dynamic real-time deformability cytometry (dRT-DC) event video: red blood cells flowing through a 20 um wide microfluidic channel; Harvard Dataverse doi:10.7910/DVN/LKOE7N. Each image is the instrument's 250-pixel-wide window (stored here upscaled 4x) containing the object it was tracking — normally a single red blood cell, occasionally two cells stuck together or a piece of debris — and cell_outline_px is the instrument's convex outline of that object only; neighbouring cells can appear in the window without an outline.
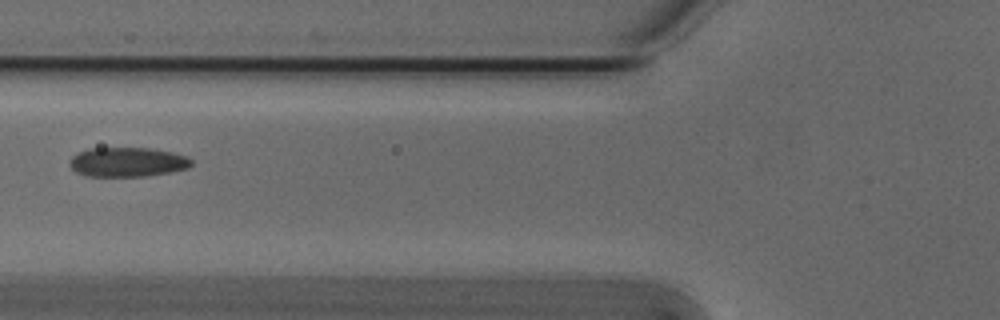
{"species": "Egyptian fruit bat (a non-hibernating species)", "species_latin": "Rousettus aegyptiacus", "temperature_condition": "cold", "stored_images_in_passage": 3, "camera_frame_rate_fps": 3000, "um_per_image_px": 0.085, "animal": {"sex": "male"}, "frame": {"image": 1, "passage_image": 3, "time_ms": 0.667, "image_size_px": [1000, 320], "cell_outline_px": [[192, 164], [188, 168], [172, 172], [144, 176], [88, 176], [76, 172], [68, 164], [72, 156], [76, 152], [88, 148], [148, 148], [188, 156], [192, 160]], "centroid_in_image_um": [10.81, 13.77], "position_along_channel_um": 115.0, "area_um2": 20.92}}